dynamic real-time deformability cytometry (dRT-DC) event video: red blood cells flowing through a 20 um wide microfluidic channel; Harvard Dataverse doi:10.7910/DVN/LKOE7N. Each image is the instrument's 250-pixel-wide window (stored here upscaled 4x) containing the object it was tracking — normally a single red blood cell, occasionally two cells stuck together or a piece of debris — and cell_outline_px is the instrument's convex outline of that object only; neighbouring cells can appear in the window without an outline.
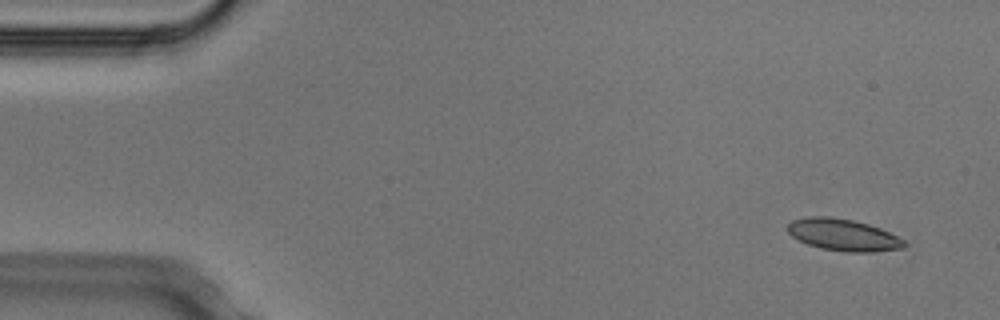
{"species": "Egyptian fruit bat (a non-hibernating species)", "species_latin": "Rousettus aegyptiacus", "temperature_condition": "cold", "stored_images_in_passage": 3, "camera_frame_rate_fps": 3000, "um_per_image_px": 0.085, "animal": {"sex": "male"}, "frame": {"image": 1, "passage_image": 1, "time_ms": 0.0, "image_size_px": [1000, 320], "cell_outline_px": [[908, 244], [904, 248], [872, 252], [844, 252], [820, 248], [808, 244], [792, 236], [784, 228], [792, 220], [808, 216], [828, 216], [852, 220], [868, 224], [880, 228], [904, 240]], "centroid_in_image_um": [71.65, 19.96], "position_along_channel_um": 13.3, "area_um2": 21.73}}
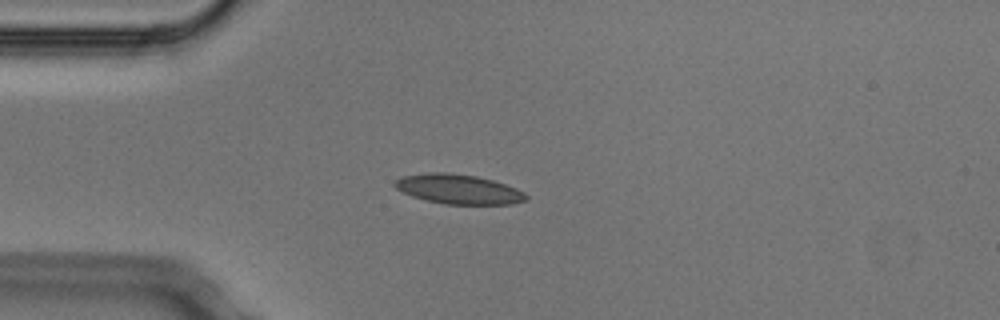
{"frame": {"image": 2, "passage_image": 3, "time_ms": 0.667, "image_size_px": [1000, 320], "cell_outline_px": [[528, 200], [512, 204], [444, 204], [412, 196], [396, 188], [392, 184], [396, 180], [404, 176], [428, 172], [448, 172], [476, 176], [492, 180], [516, 188], [524, 192], [528, 196]], "centroid_in_image_um": [38.99, 16.08], "position_along_channel_um": 46.0, "area_um2": 22.54}}